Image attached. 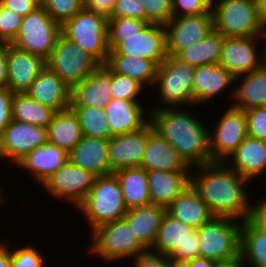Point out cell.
I'll use <instances>...</instances> for the list:
<instances>
[{"label":"cell","mask_w":266,"mask_h":267,"mask_svg":"<svg viewBox=\"0 0 266 267\" xmlns=\"http://www.w3.org/2000/svg\"><path fill=\"white\" fill-rule=\"evenodd\" d=\"M191 185L198 192L215 217H232L244 221L249 218L251 202L245 192L248 180L225 162H211L195 166Z\"/></svg>","instance_id":"1"},{"label":"cell","mask_w":266,"mask_h":267,"mask_svg":"<svg viewBox=\"0 0 266 267\" xmlns=\"http://www.w3.org/2000/svg\"><path fill=\"white\" fill-rule=\"evenodd\" d=\"M149 112L153 130L177 150L192 170L195 169L193 166L212 162L210 131L197 116H192L181 106L157 108Z\"/></svg>","instance_id":"2"},{"label":"cell","mask_w":266,"mask_h":267,"mask_svg":"<svg viewBox=\"0 0 266 267\" xmlns=\"http://www.w3.org/2000/svg\"><path fill=\"white\" fill-rule=\"evenodd\" d=\"M109 55H128L158 65L168 56L165 25L137 18L108 19Z\"/></svg>","instance_id":"3"},{"label":"cell","mask_w":266,"mask_h":267,"mask_svg":"<svg viewBox=\"0 0 266 267\" xmlns=\"http://www.w3.org/2000/svg\"><path fill=\"white\" fill-rule=\"evenodd\" d=\"M94 228L124 218L127 207L117 176L114 173L96 177L86 199L78 207Z\"/></svg>","instance_id":"4"},{"label":"cell","mask_w":266,"mask_h":267,"mask_svg":"<svg viewBox=\"0 0 266 267\" xmlns=\"http://www.w3.org/2000/svg\"><path fill=\"white\" fill-rule=\"evenodd\" d=\"M61 34L92 55L101 65L106 64L110 52L106 17L83 8L61 25Z\"/></svg>","instance_id":"5"},{"label":"cell","mask_w":266,"mask_h":267,"mask_svg":"<svg viewBox=\"0 0 266 267\" xmlns=\"http://www.w3.org/2000/svg\"><path fill=\"white\" fill-rule=\"evenodd\" d=\"M91 233L88 252L106 262L134 258L148 251L124 218L94 228Z\"/></svg>","instance_id":"6"},{"label":"cell","mask_w":266,"mask_h":267,"mask_svg":"<svg viewBox=\"0 0 266 267\" xmlns=\"http://www.w3.org/2000/svg\"><path fill=\"white\" fill-rule=\"evenodd\" d=\"M214 30L224 37L260 35L264 22L255 0H216L211 9Z\"/></svg>","instance_id":"7"},{"label":"cell","mask_w":266,"mask_h":267,"mask_svg":"<svg viewBox=\"0 0 266 267\" xmlns=\"http://www.w3.org/2000/svg\"><path fill=\"white\" fill-rule=\"evenodd\" d=\"M194 73L195 67L168 55L158 66L154 85L165 106L160 104L153 109L194 105Z\"/></svg>","instance_id":"8"},{"label":"cell","mask_w":266,"mask_h":267,"mask_svg":"<svg viewBox=\"0 0 266 267\" xmlns=\"http://www.w3.org/2000/svg\"><path fill=\"white\" fill-rule=\"evenodd\" d=\"M232 217H214L196 229L199 235L200 257L219 261L240 255L241 223Z\"/></svg>","instance_id":"9"},{"label":"cell","mask_w":266,"mask_h":267,"mask_svg":"<svg viewBox=\"0 0 266 267\" xmlns=\"http://www.w3.org/2000/svg\"><path fill=\"white\" fill-rule=\"evenodd\" d=\"M100 65L92 55L62 34L48 58V68L71 90Z\"/></svg>","instance_id":"10"},{"label":"cell","mask_w":266,"mask_h":267,"mask_svg":"<svg viewBox=\"0 0 266 267\" xmlns=\"http://www.w3.org/2000/svg\"><path fill=\"white\" fill-rule=\"evenodd\" d=\"M60 34L61 25L40 5L23 17L19 32L10 44L33 55L49 58Z\"/></svg>","instance_id":"11"},{"label":"cell","mask_w":266,"mask_h":267,"mask_svg":"<svg viewBox=\"0 0 266 267\" xmlns=\"http://www.w3.org/2000/svg\"><path fill=\"white\" fill-rule=\"evenodd\" d=\"M199 235L195 228L165 213L150 251L181 261L200 257Z\"/></svg>","instance_id":"12"},{"label":"cell","mask_w":266,"mask_h":267,"mask_svg":"<svg viewBox=\"0 0 266 267\" xmlns=\"http://www.w3.org/2000/svg\"><path fill=\"white\" fill-rule=\"evenodd\" d=\"M214 132L209 133L212 162H228V158L248 136L244 110L229 106L219 118Z\"/></svg>","instance_id":"13"},{"label":"cell","mask_w":266,"mask_h":267,"mask_svg":"<svg viewBox=\"0 0 266 267\" xmlns=\"http://www.w3.org/2000/svg\"><path fill=\"white\" fill-rule=\"evenodd\" d=\"M96 176L67 161L41 186L53 197L71 202L78 207L86 199Z\"/></svg>","instance_id":"14"},{"label":"cell","mask_w":266,"mask_h":267,"mask_svg":"<svg viewBox=\"0 0 266 267\" xmlns=\"http://www.w3.org/2000/svg\"><path fill=\"white\" fill-rule=\"evenodd\" d=\"M48 143V129L11 120L0 134V157L17 164L29 152Z\"/></svg>","instance_id":"15"},{"label":"cell","mask_w":266,"mask_h":267,"mask_svg":"<svg viewBox=\"0 0 266 267\" xmlns=\"http://www.w3.org/2000/svg\"><path fill=\"white\" fill-rule=\"evenodd\" d=\"M165 28L167 55L175 57L180 51L196 44L214 30L213 14L172 17Z\"/></svg>","instance_id":"16"},{"label":"cell","mask_w":266,"mask_h":267,"mask_svg":"<svg viewBox=\"0 0 266 267\" xmlns=\"http://www.w3.org/2000/svg\"><path fill=\"white\" fill-rule=\"evenodd\" d=\"M259 38L260 35L224 37L219 63L235 78L262 68L263 57L256 50Z\"/></svg>","instance_id":"17"},{"label":"cell","mask_w":266,"mask_h":267,"mask_svg":"<svg viewBox=\"0 0 266 267\" xmlns=\"http://www.w3.org/2000/svg\"><path fill=\"white\" fill-rule=\"evenodd\" d=\"M48 68V58L33 55L7 44V88L13 93H26L33 81Z\"/></svg>","instance_id":"18"},{"label":"cell","mask_w":266,"mask_h":267,"mask_svg":"<svg viewBox=\"0 0 266 267\" xmlns=\"http://www.w3.org/2000/svg\"><path fill=\"white\" fill-rule=\"evenodd\" d=\"M153 130L149 122L141 130L112 136L109 139L110 174L128 167H141L148 134Z\"/></svg>","instance_id":"19"},{"label":"cell","mask_w":266,"mask_h":267,"mask_svg":"<svg viewBox=\"0 0 266 267\" xmlns=\"http://www.w3.org/2000/svg\"><path fill=\"white\" fill-rule=\"evenodd\" d=\"M111 100V69L104 64L71 90L70 106L104 109Z\"/></svg>","instance_id":"20"},{"label":"cell","mask_w":266,"mask_h":267,"mask_svg":"<svg viewBox=\"0 0 266 267\" xmlns=\"http://www.w3.org/2000/svg\"><path fill=\"white\" fill-rule=\"evenodd\" d=\"M104 110L112 136L141 130L150 122V112L143 110L140 101L112 98Z\"/></svg>","instance_id":"21"},{"label":"cell","mask_w":266,"mask_h":267,"mask_svg":"<svg viewBox=\"0 0 266 267\" xmlns=\"http://www.w3.org/2000/svg\"><path fill=\"white\" fill-rule=\"evenodd\" d=\"M109 140L83 136L68 153L69 161L96 177L110 174Z\"/></svg>","instance_id":"22"},{"label":"cell","mask_w":266,"mask_h":267,"mask_svg":"<svg viewBox=\"0 0 266 267\" xmlns=\"http://www.w3.org/2000/svg\"><path fill=\"white\" fill-rule=\"evenodd\" d=\"M26 94L56 112L70 108L71 89L49 68L40 72Z\"/></svg>","instance_id":"23"},{"label":"cell","mask_w":266,"mask_h":267,"mask_svg":"<svg viewBox=\"0 0 266 267\" xmlns=\"http://www.w3.org/2000/svg\"><path fill=\"white\" fill-rule=\"evenodd\" d=\"M67 161H69L68 152L48 142L29 152L16 166L26 169L25 171L42 185Z\"/></svg>","instance_id":"24"},{"label":"cell","mask_w":266,"mask_h":267,"mask_svg":"<svg viewBox=\"0 0 266 267\" xmlns=\"http://www.w3.org/2000/svg\"><path fill=\"white\" fill-rule=\"evenodd\" d=\"M191 174L192 171H147L151 204L166 208L191 184Z\"/></svg>","instance_id":"25"},{"label":"cell","mask_w":266,"mask_h":267,"mask_svg":"<svg viewBox=\"0 0 266 267\" xmlns=\"http://www.w3.org/2000/svg\"><path fill=\"white\" fill-rule=\"evenodd\" d=\"M141 167L146 171H191L177 150L154 130L148 134Z\"/></svg>","instance_id":"26"},{"label":"cell","mask_w":266,"mask_h":267,"mask_svg":"<svg viewBox=\"0 0 266 267\" xmlns=\"http://www.w3.org/2000/svg\"><path fill=\"white\" fill-rule=\"evenodd\" d=\"M235 77L220 63L195 67L193 78L194 106L214 99L231 84Z\"/></svg>","instance_id":"27"},{"label":"cell","mask_w":266,"mask_h":267,"mask_svg":"<svg viewBox=\"0 0 266 267\" xmlns=\"http://www.w3.org/2000/svg\"><path fill=\"white\" fill-rule=\"evenodd\" d=\"M230 158L233 164L225 163L250 182L266 172V141L247 136Z\"/></svg>","instance_id":"28"},{"label":"cell","mask_w":266,"mask_h":267,"mask_svg":"<svg viewBox=\"0 0 266 267\" xmlns=\"http://www.w3.org/2000/svg\"><path fill=\"white\" fill-rule=\"evenodd\" d=\"M166 212L195 229L215 217L191 184L166 207Z\"/></svg>","instance_id":"29"},{"label":"cell","mask_w":266,"mask_h":267,"mask_svg":"<svg viewBox=\"0 0 266 267\" xmlns=\"http://www.w3.org/2000/svg\"><path fill=\"white\" fill-rule=\"evenodd\" d=\"M165 213V207L149 204L128 209L124 219L132 226L138 240L150 250L156 240Z\"/></svg>","instance_id":"30"},{"label":"cell","mask_w":266,"mask_h":267,"mask_svg":"<svg viewBox=\"0 0 266 267\" xmlns=\"http://www.w3.org/2000/svg\"><path fill=\"white\" fill-rule=\"evenodd\" d=\"M241 77L242 81L229 94L232 101L235 100L231 106L242 110L266 106V67L238 76L234 82Z\"/></svg>","instance_id":"31"},{"label":"cell","mask_w":266,"mask_h":267,"mask_svg":"<svg viewBox=\"0 0 266 267\" xmlns=\"http://www.w3.org/2000/svg\"><path fill=\"white\" fill-rule=\"evenodd\" d=\"M127 209L151 204L147 171L143 167H128L114 172Z\"/></svg>","instance_id":"32"},{"label":"cell","mask_w":266,"mask_h":267,"mask_svg":"<svg viewBox=\"0 0 266 267\" xmlns=\"http://www.w3.org/2000/svg\"><path fill=\"white\" fill-rule=\"evenodd\" d=\"M47 129L48 142L68 153L83 137L79 119L71 108L56 112Z\"/></svg>","instance_id":"33"},{"label":"cell","mask_w":266,"mask_h":267,"mask_svg":"<svg viewBox=\"0 0 266 267\" xmlns=\"http://www.w3.org/2000/svg\"><path fill=\"white\" fill-rule=\"evenodd\" d=\"M106 65L115 73L145 85H155L158 64L152 60L128 55H108Z\"/></svg>","instance_id":"34"},{"label":"cell","mask_w":266,"mask_h":267,"mask_svg":"<svg viewBox=\"0 0 266 267\" xmlns=\"http://www.w3.org/2000/svg\"><path fill=\"white\" fill-rule=\"evenodd\" d=\"M223 39L224 36L213 30L204 39L180 51L175 58L193 67L219 63Z\"/></svg>","instance_id":"35"},{"label":"cell","mask_w":266,"mask_h":267,"mask_svg":"<svg viewBox=\"0 0 266 267\" xmlns=\"http://www.w3.org/2000/svg\"><path fill=\"white\" fill-rule=\"evenodd\" d=\"M56 111L29 97L26 93H14L12 119L46 127L51 123Z\"/></svg>","instance_id":"36"},{"label":"cell","mask_w":266,"mask_h":267,"mask_svg":"<svg viewBox=\"0 0 266 267\" xmlns=\"http://www.w3.org/2000/svg\"><path fill=\"white\" fill-rule=\"evenodd\" d=\"M240 255L248 267H266V233L249 219L242 221Z\"/></svg>","instance_id":"37"},{"label":"cell","mask_w":266,"mask_h":267,"mask_svg":"<svg viewBox=\"0 0 266 267\" xmlns=\"http://www.w3.org/2000/svg\"><path fill=\"white\" fill-rule=\"evenodd\" d=\"M79 119L83 136L110 139L112 137L104 109L90 106H70Z\"/></svg>","instance_id":"38"},{"label":"cell","mask_w":266,"mask_h":267,"mask_svg":"<svg viewBox=\"0 0 266 267\" xmlns=\"http://www.w3.org/2000/svg\"><path fill=\"white\" fill-rule=\"evenodd\" d=\"M144 88L138 81L111 70V94L113 99L139 101V94Z\"/></svg>","instance_id":"39"},{"label":"cell","mask_w":266,"mask_h":267,"mask_svg":"<svg viewBox=\"0 0 266 267\" xmlns=\"http://www.w3.org/2000/svg\"><path fill=\"white\" fill-rule=\"evenodd\" d=\"M41 5L47 14L60 25L84 8L83 0H43Z\"/></svg>","instance_id":"40"},{"label":"cell","mask_w":266,"mask_h":267,"mask_svg":"<svg viewBox=\"0 0 266 267\" xmlns=\"http://www.w3.org/2000/svg\"><path fill=\"white\" fill-rule=\"evenodd\" d=\"M146 10V21L166 25L173 17L172 0H140Z\"/></svg>","instance_id":"41"},{"label":"cell","mask_w":266,"mask_h":267,"mask_svg":"<svg viewBox=\"0 0 266 267\" xmlns=\"http://www.w3.org/2000/svg\"><path fill=\"white\" fill-rule=\"evenodd\" d=\"M23 17L0 4V43L10 44L19 32Z\"/></svg>","instance_id":"42"},{"label":"cell","mask_w":266,"mask_h":267,"mask_svg":"<svg viewBox=\"0 0 266 267\" xmlns=\"http://www.w3.org/2000/svg\"><path fill=\"white\" fill-rule=\"evenodd\" d=\"M32 244L10 250L11 267H44V259L40 251Z\"/></svg>","instance_id":"43"},{"label":"cell","mask_w":266,"mask_h":267,"mask_svg":"<svg viewBox=\"0 0 266 267\" xmlns=\"http://www.w3.org/2000/svg\"><path fill=\"white\" fill-rule=\"evenodd\" d=\"M247 116L248 136L266 141V106L244 110Z\"/></svg>","instance_id":"44"},{"label":"cell","mask_w":266,"mask_h":267,"mask_svg":"<svg viewBox=\"0 0 266 267\" xmlns=\"http://www.w3.org/2000/svg\"><path fill=\"white\" fill-rule=\"evenodd\" d=\"M129 17L146 21V10L140 0H116L110 18Z\"/></svg>","instance_id":"45"},{"label":"cell","mask_w":266,"mask_h":267,"mask_svg":"<svg viewBox=\"0 0 266 267\" xmlns=\"http://www.w3.org/2000/svg\"><path fill=\"white\" fill-rule=\"evenodd\" d=\"M173 17L197 16L212 13L202 0H172Z\"/></svg>","instance_id":"46"},{"label":"cell","mask_w":266,"mask_h":267,"mask_svg":"<svg viewBox=\"0 0 266 267\" xmlns=\"http://www.w3.org/2000/svg\"><path fill=\"white\" fill-rule=\"evenodd\" d=\"M13 95L8 88H0V134L12 120Z\"/></svg>","instance_id":"47"},{"label":"cell","mask_w":266,"mask_h":267,"mask_svg":"<svg viewBox=\"0 0 266 267\" xmlns=\"http://www.w3.org/2000/svg\"><path fill=\"white\" fill-rule=\"evenodd\" d=\"M134 267H169V257L150 250L133 258Z\"/></svg>","instance_id":"48"},{"label":"cell","mask_w":266,"mask_h":267,"mask_svg":"<svg viewBox=\"0 0 266 267\" xmlns=\"http://www.w3.org/2000/svg\"><path fill=\"white\" fill-rule=\"evenodd\" d=\"M0 4L22 17L41 5L37 0H0Z\"/></svg>","instance_id":"49"},{"label":"cell","mask_w":266,"mask_h":267,"mask_svg":"<svg viewBox=\"0 0 266 267\" xmlns=\"http://www.w3.org/2000/svg\"><path fill=\"white\" fill-rule=\"evenodd\" d=\"M116 0H83V6L88 11L100 14L107 19L111 17Z\"/></svg>","instance_id":"50"},{"label":"cell","mask_w":266,"mask_h":267,"mask_svg":"<svg viewBox=\"0 0 266 267\" xmlns=\"http://www.w3.org/2000/svg\"><path fill=\"white\" fill-rule=\"evenodd\" d=\"M259 230L266 233V198L251 206L248 218Z\"/></svg>","instance_id":"51"},{"label":"cell","mask_w":266,"mask_h":267,"mask_svg":"<svg viewBox=\"0 0 266 267\" xmlns=\"http://www.w3.org/2000/svg\"><path fill=\"white\" fill-rule=\"evenodd\" d=\"M7 43H0V88H7Z\"/></svg>","instance_id":"52"},{"label":"cell","mask_w":266,"mask_h":267,"mask_svg":"<svg viewBox=\"0 0 266 267\" xmlns=\"http://www.w3.org/2000/svg\"><path fill=\"white\" fill-rule=\"evenodd\" d=\"M0 267H11L10 247L4 242H0Z\"/></svg>","instance_id":"53"},{"label":"cell","mask_w":266,"mask_h":267,"mask_svg":"<svg viewBox=\"0 0 266 267\" xmlns=\"http://www.w3.org/2000/svg\"><path fill=\"white\" fill-rule=\"evenodd\" d=\"M244 264V265H243ZM245 262L241 255L226 261L216 262L215 267H245Z\"/></svg>","instance_id":"54"},{"label":"cell","mask_w":266,"mask_h":267,"mask_svg":"<svg viewBox=\"0 0 266 267\" xmlns=\"http://www.w3.org/2000/svg\"><path fill=\"white\" fill-rule=\"evenodd\" d=\"M216 261L206 258H195L190 260V267H215Z\"/></svg>","instance_id":"55"},{"label":"cell","mask_w":266,"mask_h":267,"mask_svg":"<svg viewBox=\"0 0 266 267\" xmlns=\"http://www.w3.org/2000/svg\"><path fill=\"white\" fill-rule=\"evenodd\" d=\"M259 16L266 23V0H255Z\"/></svg>","instance_id":"56"},{"label":"cell","mask_w":266,"mask_h":267,"mask_svg":"<svg viewBox=\"0 0 266 267\" xmlns=\"http://www.w3.org/2000/svg\"><path fill=\"white\" fill-rule=\"evenodd\" d=\"M169 267H190V261H181L169 257Z\"/></svg>","instance_id":"57"},{"label":"cell","mask_w":266,"mask_h":267,"mask_svg":"<svg viewBox=\"0 0 266 267\" xmlns=\"http://www.w3.org/2000/svg\"><path fill=\"white\" fill-rule=\"evenodd\" d=\"M260 36H261V39L262 38H264V44H263V47H264V49H262L263 51V59H266V23H264V25H263V29H262V31H261V34H260Z\"/></svg>","instance_id":"58"},{"label":"cell","mask_w":266,"mask_h":267,"mask_svg":"<svg viewBox=\"0 0 266 267\" xmlns=\"http://www.w3.org/2000/svg\"><path fill=\"white\" fill-rule=\"evenodd\" d=\"M210 9H212L215 0H202Z\"/></svg>","instance_id":"59"},{"label":"cell","mask_w":266,"mask_h":267,"mask_svg":"<svg viewBox=\"0 0 266 267\" xmlns=\"http://www.w3.org/2000/svg\"><path fill=\"white\" fill-rule=\"evenodd\" d=\"M0 159H1V157H0ZM1 184V183H0ZM2 187H1V185H0V204L4 201L3 199H5L4 197H5V193L2 191Z\"/></svg>","instance_id":"60"},{"label":"cell","mask_w":266,"mask_h":267,"mask_svg":"<svg viewBox=\"0 0 266 267\" xmlns=\"http://www.w3.org/2000/svg\"><path fill=\"white\" fill-rule=\"evenodd\" d=\"M263 62H264V66L266 67V59H263Z\"/></svg>","instance_id":"61"}]
</instances>
